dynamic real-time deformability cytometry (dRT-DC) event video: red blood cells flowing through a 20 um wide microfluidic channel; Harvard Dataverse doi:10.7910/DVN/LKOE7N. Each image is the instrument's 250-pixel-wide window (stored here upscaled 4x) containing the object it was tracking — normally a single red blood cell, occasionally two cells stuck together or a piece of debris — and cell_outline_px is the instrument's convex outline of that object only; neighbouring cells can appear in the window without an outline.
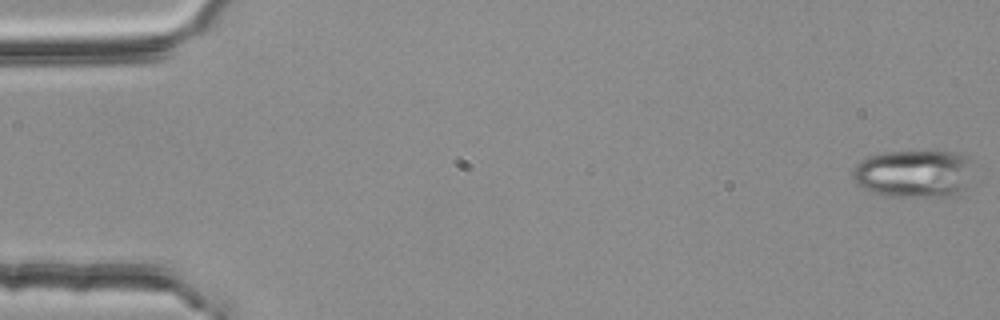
{"species": "common noctule bat (a hibernating species)", "species_latin": "Nyctalus noctula", "temperature_condition": "room temperature", "stored_images_in_passage": 54, "segment_of_instrument_passage": [1, 2], "camera_frame_rate_fps": 3000, "um_per_image_px": 0.085, "animal": {"sex": "female", "body_mass_g": 25.1}, "frame": {"image": 1, "passage_image": 1, "time_ms": 0.0, "image_size_px": [1000, 320], "cell_outline_px": [[972, 160], [964, 192], [956, 196], [884, 196], [872, 192], [856, 184], [852, 176], [852, 172], [856, 164], [860, 160], [868, 156], [884, 152], [956, 152], [968, 156]], "centroid_in_image_um": [77.66, 14.76], "position_along_channel_um": 7.3, "area_um2": 33.64}}